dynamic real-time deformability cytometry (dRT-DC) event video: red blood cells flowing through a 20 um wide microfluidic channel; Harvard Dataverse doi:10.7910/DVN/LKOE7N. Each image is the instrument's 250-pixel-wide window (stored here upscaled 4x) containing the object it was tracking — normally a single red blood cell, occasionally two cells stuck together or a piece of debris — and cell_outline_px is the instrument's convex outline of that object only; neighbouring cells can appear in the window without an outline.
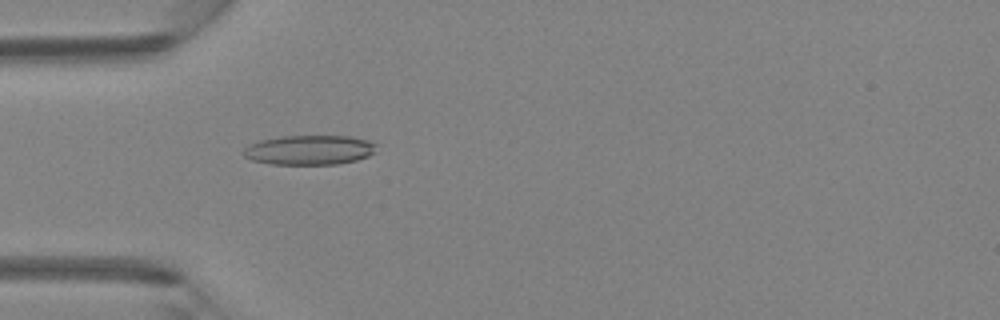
{"species": "Egyptian fruit bat (a non-hibernating species)", "species_latin": "Rousettus aegyptiacus", "temperature_condition": "room temperature", "stored_images_in_passage": 46, "camera_frame_rate_fps": 3000, "um_per_image_px": 0.085, "animal": {"sex": "female"}, "frame": {"image": 1, "passage_image": 14, "time_ms": 4.333, "image_size_px": [1000, 320], "cell_outline_px": [[376, 152], [368, 156], [356, 160], [336, 164], [272, 164], [252, 160], [244, 156], [244, 148], [260, 140], [280, 136], [348, 136], [368, 140], [376, 144]], "centroid_in_image_um": [26.32, 12.74], "position_along_channel_um": 58.7, "area_um2": 22.83}}
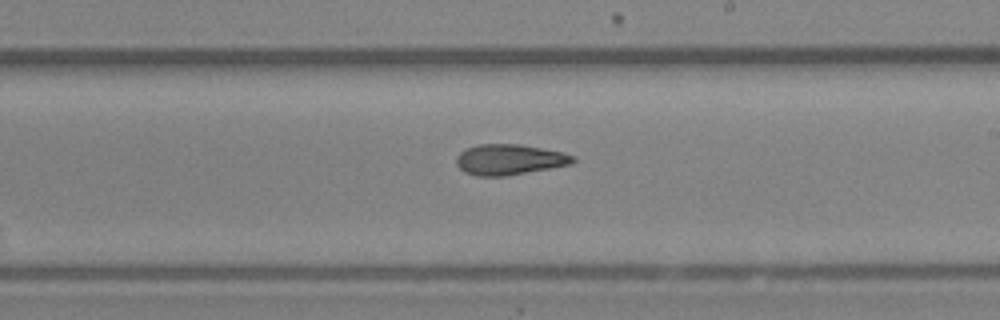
{"frame": {"image": 2, "passage_image": 27, "time_ms": 8.667, "image_size_px": [1000, 320], "cell_outline_px": [[576, 160], [572, 164], [504, 176], [476, 176], [464, 172], [456, 164], [456, 156], [464, 148], [476, 144], [520, 144], [564, 152], [576, 156]], "centroid_in_image_um": [43.28, 13.55], "position_along_channel_um": 245.7, "area_um2": 20.98}}
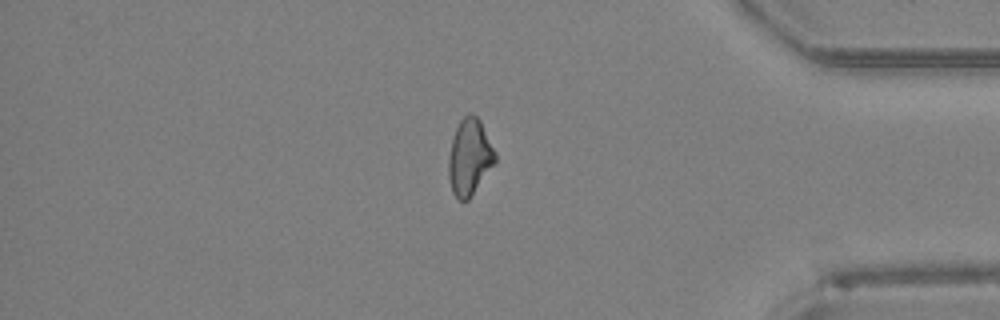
{"frame": {"image": 3, "passage_image": 39, "time_ms": 12.667, "image_size_px": [1000, 320], "cell_outline_px": [[496, 164], [468, 200], [460, 200], [452, 192], [448, 176], [448, 156], [452, 140], [456, 128], [460, 120], [468, 112], [472, 112], [480, 120], [496, 152]], "centroid_in_image_um": [39.93, 13.35], "position_along_channel_um": 395.3, "area_um2": 20.92}}